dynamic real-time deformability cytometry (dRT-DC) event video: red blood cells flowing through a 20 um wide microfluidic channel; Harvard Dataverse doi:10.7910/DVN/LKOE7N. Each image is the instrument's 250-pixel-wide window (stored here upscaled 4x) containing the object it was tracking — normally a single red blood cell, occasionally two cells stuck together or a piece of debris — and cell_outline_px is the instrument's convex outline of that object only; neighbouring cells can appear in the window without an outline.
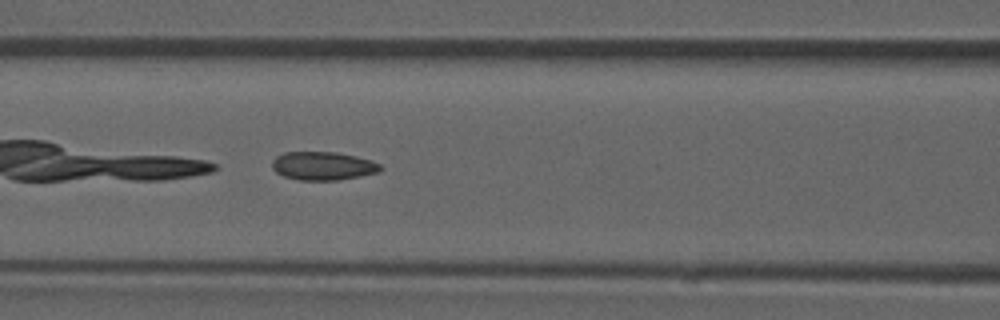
{"species": "common noctule bat (a hibernating species)", "species_latin": "Nyctalus noctula", "temperature_condition": "room temperature", "stored_images_in_passage": 34, "camera_frame_rate_fps": 3000, "um_per_image_px": 0.085, "animal": {"sex": "male", "forearm_length_mm": 52.5}, "frame": {"image": 1, "passage_image": 6, "time_ms": 1.667, "image_size_px": [1000, 320], "cell_outline_px": [[384, 168], [380, 172], [360, 176], [336, 180], [300, 180], [284, 176], [276, 172], [272, 168], [272, 160], [276, 156], [284, 152], [336, 152], [356, 156], [372, 160], [380, 164]], "centroid_in_image_um": [27.47, 14.1], "position_along_channel_um": 139.1, "area_um2": 18.03}}